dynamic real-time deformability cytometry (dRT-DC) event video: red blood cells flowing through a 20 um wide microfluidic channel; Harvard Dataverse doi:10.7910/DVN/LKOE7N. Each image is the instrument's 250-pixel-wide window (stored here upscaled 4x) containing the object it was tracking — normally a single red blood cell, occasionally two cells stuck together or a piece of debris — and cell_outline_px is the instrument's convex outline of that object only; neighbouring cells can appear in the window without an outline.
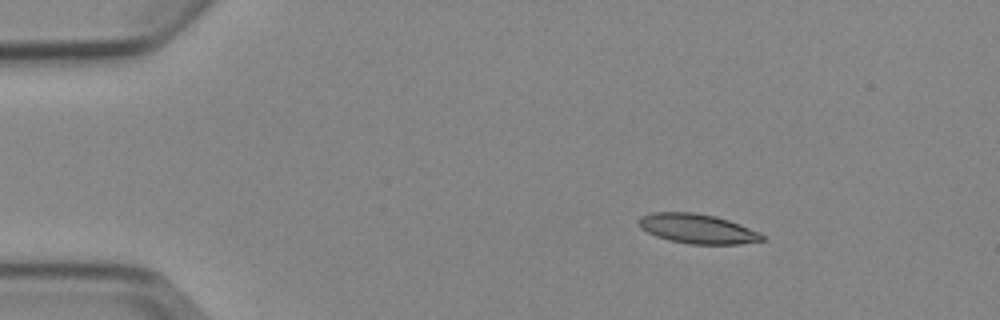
{"species": "Egyptian fruit bat (a non-hibernating species)", "species_latin": "Rousettus aegyptiacus", "temperature_condition": "cold", "stored_images_in_passage": 2, "camera_frame_rate_fps": 3000, "um_per_image_px": 0.085, "animal": {"sex": "female"}, "frame": {"image": 1, "passage_image": 1, "time_ms": 0.0, "image_size_px": [1000, 320], "cell_outline_px": [[764, 240], [740, 244], [688, 244], [668, 240], [656, 236], [640, 228], [640, 216], [652, 212], [692, 212], [716, 216], [740, 224], [760, 232], [764, 236]], "centroid_in_image_um": [59.29, 19.44], "position_along_channel_um": 25.7, "area_um2": 21.27}}